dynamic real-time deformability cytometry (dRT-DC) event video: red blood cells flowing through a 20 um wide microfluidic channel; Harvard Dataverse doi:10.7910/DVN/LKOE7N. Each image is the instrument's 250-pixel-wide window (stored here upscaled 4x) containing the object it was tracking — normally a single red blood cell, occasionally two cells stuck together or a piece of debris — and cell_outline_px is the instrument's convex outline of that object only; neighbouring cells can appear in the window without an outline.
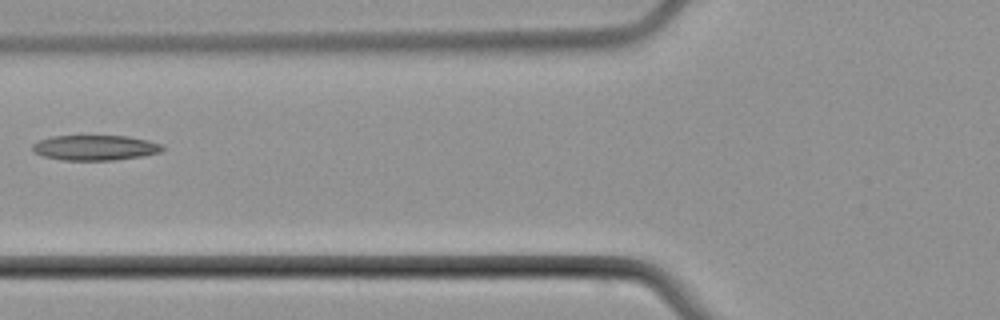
{"species": "common noctule bat (a hibernating species)", "species_latin": "Nyctalus noctula", "temperature_condition": "cold", "stored_images_in_passage": 3, "camera_frame_rate_fps": 3000, "um_per_image_px": 0.085, "animal": {"sex": "male", "body_mass_g": 21.5, "forearm_length_mm": 52.0}, "frame": {"image": 1, "passage_image": 3, "time_ms": 2.333, "image_size_px": [1000, 320], "cell_outline_px": [[164, 148], [160, 152], [140, 156], [112, 160], [64, 160], [44, 156], [32, 152], [32, 144], [40, 140], [52, 136], [128, 136], [148, 140], [164, 144]], "centroid_in_image_um": [8.08, 12.55], "position_along_channel_um": 117.7, "area_um2": 19.02}}